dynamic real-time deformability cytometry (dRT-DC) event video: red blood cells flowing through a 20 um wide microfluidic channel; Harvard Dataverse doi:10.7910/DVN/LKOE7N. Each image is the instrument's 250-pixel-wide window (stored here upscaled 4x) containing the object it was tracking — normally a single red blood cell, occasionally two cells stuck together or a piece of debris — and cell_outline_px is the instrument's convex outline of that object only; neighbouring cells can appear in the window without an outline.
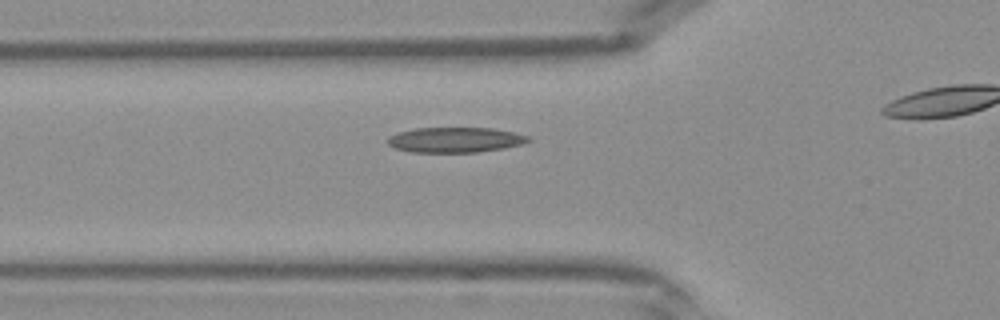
{"species": "Egyptian fruit bat (a non-hibernating species)", "species_latin": "Rousettus aegyptiacus", "temperature_condition": "warm", "stored_images_in_passage": 31, "camera_frame_rate_fps": 3000, "um_per_image_px": 0.085, "frame": {"image": 1, "passage_image": 11, "time_ms": 3.333, "image_size_px": [1000, 320], "cell_outline_px": [[532, 140], [520, 144], [504, 148], [476, 152], [408, 152], [396, 148], [388, 144], [388, 136], [396, 132], [416, 128], [492, 128], [512, 132], [528, 136]], "centroid_in_image_um": [38.65, 11.88], "position_along_channel_um": 87.2, "area_um2": 20.58}}
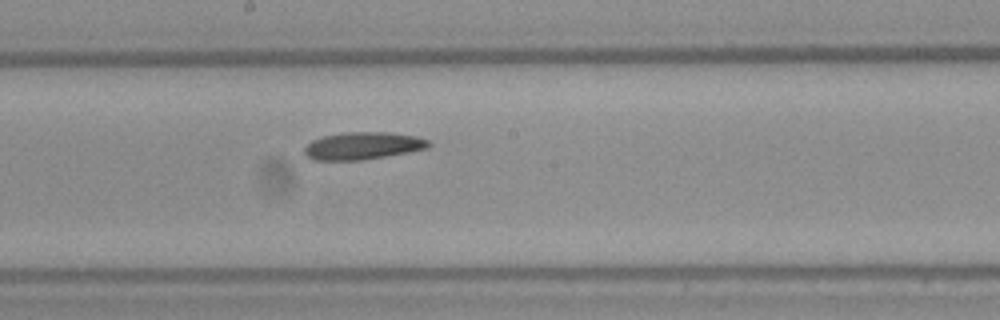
{"frame": {"image": 2, "passage_image": 19, "time_ms": 6.0, "image_size_px": [1000, 320], "cell_outline_px": [[432, 144], [428, 148], [408, 152], [364, 160], [312, 160], [304, 156], [304, 148], [312, 140], [324, 136], [344, 132], [388, 132], [416, 136], [428, 140]], "centroid_in_image_um": [30.83, 12.4], "position_along_channel_um": 217.4, "area_um2": 19.94}}
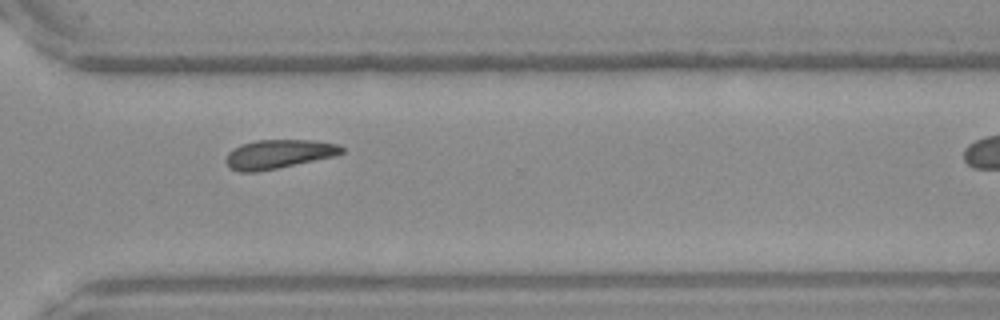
{"frame": {"image": 3, "passage_image": 27, "time_ms": 8.667, "image_size_px": [1000, 320], "cell_outline_px": [[344, 152], [336, 156], [256, 172], [240, 172], [228, 168], [224, 160], [228, 152], [232, 148], [240, 144], [256, 140], [312, 140], [336, 144], [344, 148]], "centroid_in_image_um": [23.62, 13.1], "position_along_channel_um": 347.0, "area_um2": 19.65}}